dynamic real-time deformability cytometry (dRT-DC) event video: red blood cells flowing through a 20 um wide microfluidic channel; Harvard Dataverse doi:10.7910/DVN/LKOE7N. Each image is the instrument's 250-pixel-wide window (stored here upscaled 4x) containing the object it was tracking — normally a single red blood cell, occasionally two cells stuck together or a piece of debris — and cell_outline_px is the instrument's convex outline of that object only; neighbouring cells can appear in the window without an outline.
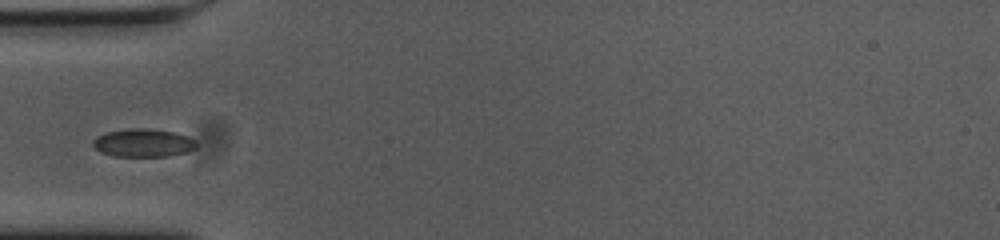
{"species": "common noctule bat (a hibernating species)", "species_latin": "Nyctalus noctula", "temperature_condition": "cold", "stored_images_in_passage": 39, "camera_frame_rate_fps": 3000, "um_per_image_px": 0.085, "animal": {"sex": "female", "body_mass_g": 23.0, "forearm_length_mm": 53.4}, "frame": {"image": 1, "passage_image": 1, "time_ms": 0.0, "image_size_px": [1000, 240], "cell_outline_px": [[196, 148], [184, 152], [168, 156], [112, 156], [100, 152], [92, 144], [92, 140], [96, 136], [108, 132], [128, 128], [148, 128], [176, 132], [188, 136], [196, 140]], "centroid_in_image_um": [12.17, 12.13], "position_along_channel_um": 72.8, "area_um2": 17.05}}
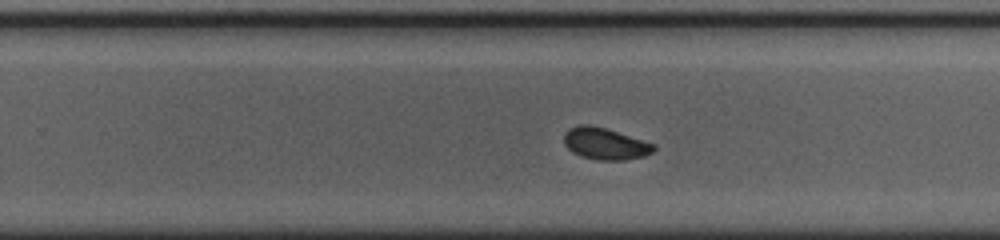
{"frame": {"image": 2, "passage_image": 18, "time_ms": 5.667, "image_size_px": [1000, 240], "cell_outline_px": [[656, 148], [652, 152], [644, 156], [624, 160], [596, 160], [580, 156], [572, 152], [564, 144], [564, 136], [568, 128], [580, 124], [588, 124], [604, 128], [656, 144]], "centroid_in_image_um": [51.42, 12.22], "position_along_channel_um": 278.4, "area_um2": 16.59}}
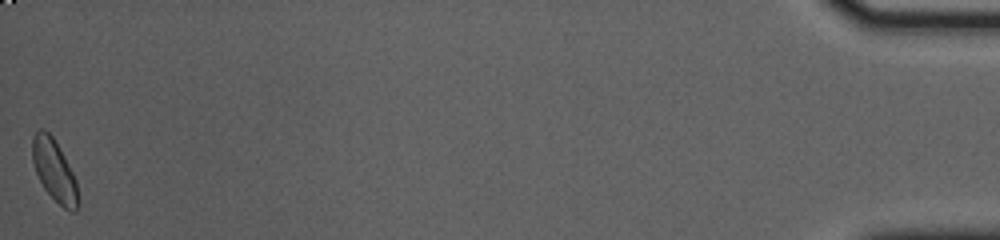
{"frame": {"image": 3, "passage_image": 39, "time_ms": 12.667, "image_size_px": [1000, 240], "cell_outline_px": [[80, 200], [76, 212], [72, 212], [64, 208], [44, 188], [36, 172], [32, 160], [32, 136], [40, 128], [44, 128], [52, 136], [64, 156], [76, 180]], "centroid_in_image_um": [4.63, 14.5], "position_along_channel_um": 430.6, "area_um2": 16.36}}